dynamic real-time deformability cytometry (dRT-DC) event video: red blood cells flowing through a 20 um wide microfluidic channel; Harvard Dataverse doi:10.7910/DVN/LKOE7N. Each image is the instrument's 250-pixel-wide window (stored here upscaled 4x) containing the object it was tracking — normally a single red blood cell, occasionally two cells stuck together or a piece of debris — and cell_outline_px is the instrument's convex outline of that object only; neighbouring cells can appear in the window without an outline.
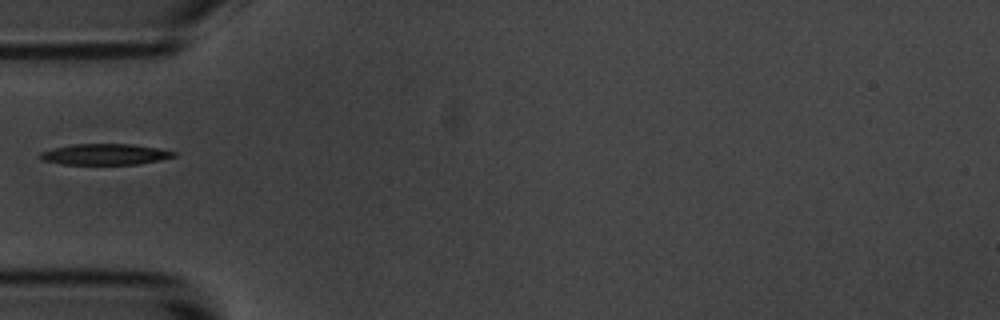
{"species": "common noctule bat (a hibernating species)", "species_latin": "Nyctalus noctula", "temperature_condition": "room temperature", "stored_images_in_passage": 2, "camera_frame_rate_fps": 3000, "um_per_image_px": 0.085, "animal": {"sex": "male", "body_mass_g": 20.1, "forearm_length_mm": 53.5}, "frame": {"image": 1, "passage_image": 2, "time_ms": 1.0, "image_size_px": [1000, 320], "cell_outline_px": [[176, 156], [160, 160], [136, 164], [64, 164], [40, 160], [40, 152], [52, 148], [76, 144], [132, 144], [156, 148], [176, 152]], "centroid_in_image_um": [8.9, 13.12], "position_along_channel_um": 76.1, "area_um2": 16.18}}